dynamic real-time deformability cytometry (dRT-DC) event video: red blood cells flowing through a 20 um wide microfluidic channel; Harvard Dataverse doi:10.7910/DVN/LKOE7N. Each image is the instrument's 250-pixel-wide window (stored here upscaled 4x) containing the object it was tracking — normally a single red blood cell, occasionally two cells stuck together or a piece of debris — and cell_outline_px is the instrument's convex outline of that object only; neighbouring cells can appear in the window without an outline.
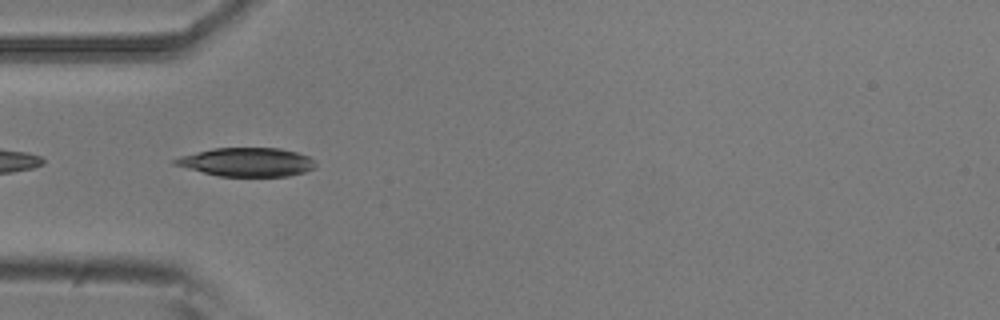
{"species": "common noctule bat (a hibernating species)", "species_latin": "Nyctalus noctula", "temperature_condition": "room temperature", "stored_images_in_passage": 9, "camera_frame_rate_fps": 3000, "um_per_image_px": 0.085, "animal": {"sex": "male", "body_mass_g": 20.5, "forearm_length_mm": 52.5}, "frame": {"image": 1, "passage_image": 4, "time_ms": 1.0, "image_size_px": [1000, 320], "cell_outline_px": [[316, 168], [304, 172], [288, 176], [220, 176], [172, 164], [172, 160], [180, 156], [212, 148], [280, 148], [296, 152], [308, 156], [316, 164]], "centroid_in_image_um": [20.99, 13.77], "position_along_channel_um": 64.0, "area_um2": 23.35}}
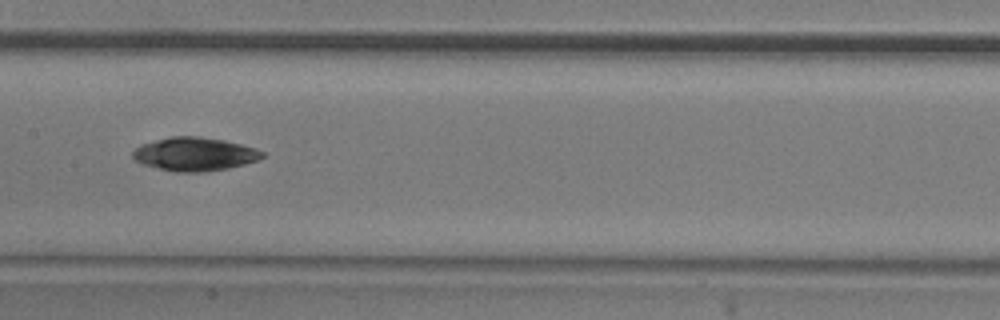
{"frame": {"image": 2, "passage_image": 7, "time_ms": 2.0, "image_size_px": [1000, 320], "cell_outline_px": [[264, 156], [260, 160], [228, 168], [204, 172], [176, 172], [144, 164], [136, 160], [132, 156], [132, 152], [140, 144], [172, 136], [200, 136], [224, 140], [256, 148], [264, 152]], "centroid_in_image_um": [16.57, 13.09], "position_along_channel_um": 190.8, "area_um2": 25.2}}
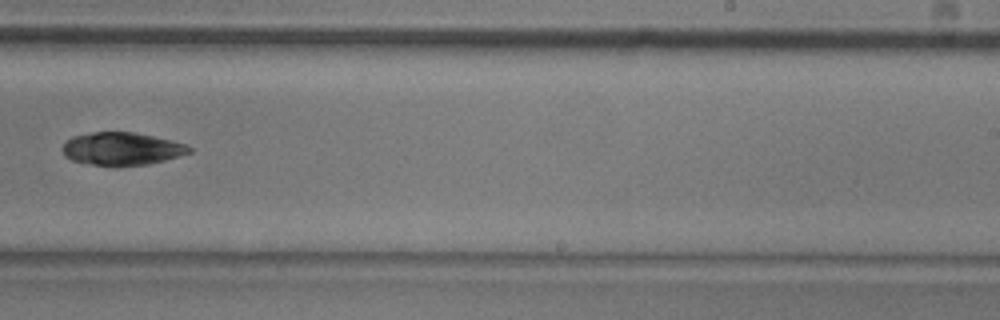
{"frame": {"image": 3, "passage_image": 9, "time_ms": 2.667, "image_size_px": [1000, 320], "cell_outline_px": [[192, 152], [164, 160], [148, 164], [92, 164], [72, 160], [64, 156], [64, 144], [72, 136], [92, 132], [132, 132], [172, 140], [184, 144], [192, 148]], "centroid_in_image_um": [10.37, 12.62], "position_along_channel_um": 278.6, "area_um2": 23.52}}